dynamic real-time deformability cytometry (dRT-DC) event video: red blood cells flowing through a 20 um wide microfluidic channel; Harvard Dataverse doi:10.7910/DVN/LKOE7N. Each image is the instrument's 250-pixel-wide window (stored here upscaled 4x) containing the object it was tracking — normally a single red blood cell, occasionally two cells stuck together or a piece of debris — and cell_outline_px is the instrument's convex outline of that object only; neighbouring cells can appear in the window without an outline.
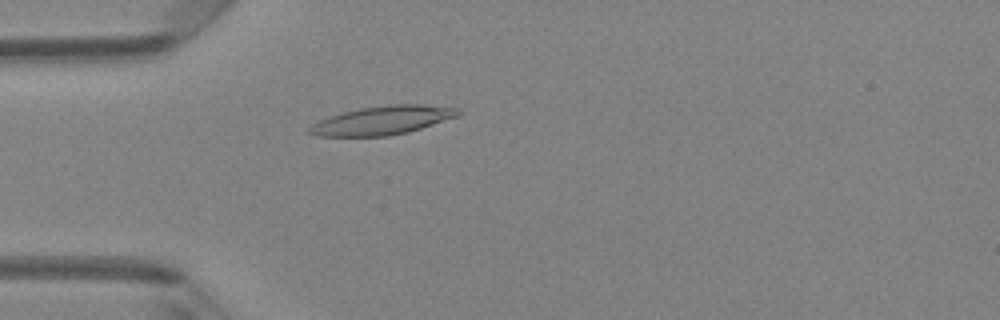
{"species": "Egyptian fruit bat (a non-hibernating species)", "species_latin": "Rousettus aegyptiacus", "temperature_condition": "room temperature", "stored_images_in_passage": 48, "camera_frame_rate_fps": 3000, "um_per_image_px": 0.085, "animal": {"sex": "female"}, "frame": {"image": 1, "passage_image": 14, "time_ms": 4.333, "image_size_px": [1000, 320], "cell_outline_px": [[460, 116], [408, 132], [388, 136], [316, 136], [308, 132], [308, 128], [312, 124], [328, 116], [360, 108], [388, 104], [420, 104], [460, 108]], "centroid_in_image_um": [32.53, 10.22], "position_along_channel_um": 52.5, "area_um2": 24.91}}
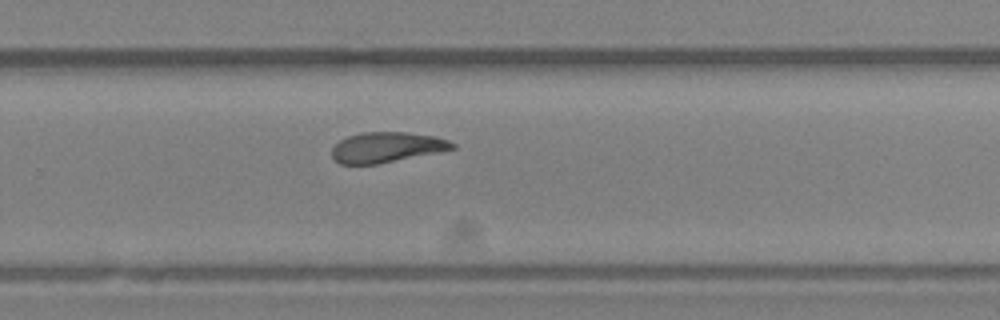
{"frame": {"image": 2, "passage_image": 32, "time_ms": 10.333, "image_size_px": [1000, 320], "cell_outline_px": [[456, 148], [376, 164], [340, 164], [332, 156], [332, 148], [340, 140], [348, 136], [364, 132], [408, 132], [432, 136], [448, 140], [456, 144]], "centroid_in_image_um": [32.84, 12.51], "position_along_channel_um": 297.0, "area_um2": 20.92}}
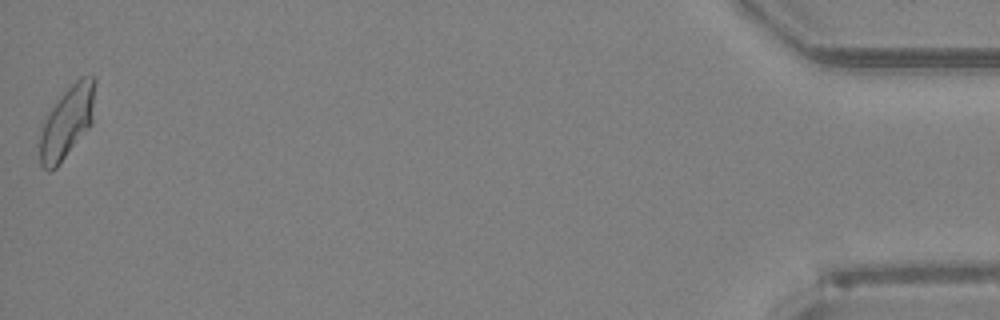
{"frame": {"image": 3, "passage_image": 48, "time_ms": 15.667, "image_size_px": [1000, 320], "cell_outline_px": [[96, 80], [92, 124], [56, 168], [52, 172], [48, 172], [40, 164], [40, 124], [44, 116], [60, 96], [80, 76], [92, 76]], "centroid_in_image_um": [5.67, 10.38], "position_along_channel_um": 429.5, "area_um2": 23.52}, "authors_computed_cell_mechanics": {"area_um2": 22.6576, "velocity_mm_per_s": 4.2283, "shape_relaxation_time_tau1_ms": null, "shape_relaxation_time_tau2_ms": 3.0815, "deformation_change_tau1": null, "deformation_change_tau2": 0.1007}}